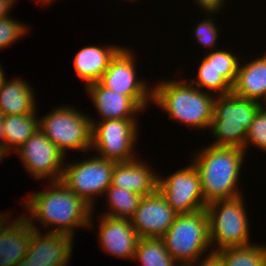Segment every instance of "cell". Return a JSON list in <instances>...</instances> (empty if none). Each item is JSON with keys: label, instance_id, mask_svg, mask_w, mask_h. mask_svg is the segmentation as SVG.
<instances>
[{"label": "cell", "instance_id": "6da1fadb", "mask_svg": "<svg viewBox=\"0 0 266 266\" xmlns=\"http://www.w3.org/2000/svg\"><path fill=\"white\" fill-rule=\"evenodd\" d=\"M51 190L32 194L25 199V218L28 221L38 219L44 226L52 227L48 233L70 235L73 237L75 227H92V207L82 198L69 190L61 181H51ZM31 218V219H29ZM33 218V219H32Z\"/></svg>", "mask_w": 266, "mask_h": 266}, {"label": "cell", "instance_id": "7a4b0ae2", "mask_svg": "<svg viewBox=\"0 0 266 266\" xmlns=\"http://www.w3.org/2000/svg\"><path fill=\"white\" fill-rule=\"evenodd\" d=\"M245 151L239 147L210 145L195 156L205 202L229 199L241 195L237 188ZM239 176V177H238Z\"/></svg>", "mask_w": 266, "mask_h": 266}, {"label": "cell", "instance_id": "3957f363", "mask_svg": "<svg viewBox=\"0 0 266 266\" xmlns=\"http://www.w3.org/2000/svg\"><path fill=\"white\" fill-rule=\"evenodd\" d=\"M152 88L153 103L171 118L196 129H210L215 97L203 92L188 80L160 81Z\"/></svg>", "mask_w": 266, "mask_h": 266}, {"label": "cell", "instance_id": "277c9868", "mask_svg": "<svg viewBox=\"0 0 266 266\" xmlns=\"http://www.w3.org/2000/svg\"><path fill=\"white\" fill-rule=\"evenodd\" d=\"M262 106L258 101L239 97L232 92L216 96L210 126L216 140L211 145L244 149L247 130Z\"/></svg>", "mask_w": 266, "mask_h": 266}, {"label": "cell", "instance_id": "5b68a950", "mask_svg": "<svg viewBox=\"0 0 266 266\" xmlns=\"http://www.w3.org/2000/svg\"><path fill=\"white\" fill-rule=\"evenodd\" d=\"M161 238L177 263L195 262L211 246L206 209L177 214L173 224Z\"/></svg>", "mask_w": 266, "mask_h": 266}, {"label": "cell", "instance_id": "8992f818", "mask_svg": "<svg viewBox=\"0 0 266 266\" xmlns=\"http://www.w3.org/2000/svg\"><path fill=\"white\" fill-rule=\"evenodd\" d=\"M243 196L220 199L206 205L209 219L210 244L216 242L218 251L228 247L247 246L249 222L243 203Z\"/></svg>", "mask_w": 266, "mask_h": 266}, {"label": "cell", "instance_id": "52a82bcc", "mask_svg": "<svg viewBox=\"0 0 266 266\" xmlns=\"http://www.w3.org/2000/svg\"><path fill=\"white\" fill-rule=\"evenodd\" d=\"M72 107H57L39 119V129L65 155L69 150H90L92 146L91 117Z\"/></svg>", "mask_w": 266, "mask_h": 266}, {"label": "cell", "instance_id": "ba28073f", "mask_svg": "<svg viewBox=\"0 0 266 266\" xmlns=\"http://www.w3.org/2000/svg\"><path fill=\"white\" fill-rule=\"evenodd\" d=\"M137 119H110L92 123V146L99 158L114 162L135 159L134 144L137 138ZM97 123V124H96ZM135 155V156H134Z\"/></svg>", "mask_w": 266, "mask_h": 266}, {"label": "cell", "instance_id": "9c48e42d", "mask_svg": "<svg viewBox=\"0 0 266 266\" xmlns=\"http://www.w3.org/2000/svg\"><path fill=\"white\" fill-rule=\"evenodd\" d=\"M116 162L94 155L90 159L66 164L61 182L93 208V199L111 185Z\"/></svg>", "mask_w": 266, "mask_h": 266}, {"label": "cell", "instance_id": "30bf717a", "mask_svg": "<svg viewBox=\"0 0 266 266\" xmlns=\"http://www.w3.org/2000/svg\"><path fill=\"white\" fill-rule=\"evenodd\" d=\"M157 190L177 214L206 209L200 177L193 163L167 178L159 175Z\"/></svg>", "mask_w": 266, "mask_h": 266}, {"label": "cell", "instance_id": "8fae6325", "mask_svg": "<svg viewBox=\"0 0 266 266\" xmlns=\"http://www.w3.org/2000/svg\"><path fill=\"white\" fill-rule=\"evenodd\" d=\"M133 55L131 50L121 48L111 59L99 83L111 91L129 96L144 110L148 105L147 102L152 100L153 89L148 88L145 81L136 79L137 73Z\"/></svg>", "mask_w": 266, "mask_h": 266}, {"label": "cell", "instance_id": "7c38bea8", "mask_svg": "<svg viewBox=\"0 0 266 266\" xmlns=\"http://www.w3.org/2000/svg\"><path fill=\"white\" fill-rule=\"evenodd\" d=\"M16 153L20 155L31 176L36 179L48 177L52 178V181H61L66 155L40 129L30 136Z\"/></svg>", "mask_w": 266, "mask_h": 266}, {"label": "cell", "instance_id": "4fadbf2b", "mask_svg": "<svg viewBox=\"0 0 266 266\" xmlns=\"http://www.w3.org/2000/svg\"><path fill=\"white\" fill-rule=\"evenodd\" d=\"M176 216L177 213L157 190L149 196L142 197L130 221L139 238H161L173 224Z\"/></svg>", "mask_w": 266, "mask_h": 266}, {"label": "cell", "instance_id": "5bb4252c", "mask_svg": "<svg viewBox=\"0 0 266 266\" xmlns=\"http://www.w3.org/2000/svg\"><path fill=\"white\" fill-rule=\"evenodd\" d=\"M29 224L35 230L25 259L35 266H67L71 259L74 237L48 232L42 237L37 226L32 221Z\"/></svg>", "mask_w": 266, "mask_h": 266}, {"label": "cell", "instance_id": "9a60e30c", "mask_svg": "<svg viewBox=\"0 0 266 266\" xmlns=\"http://www.w3.org/2000/svg\"><path fill=\"white\" fill-rule=\"evenodd\" d=\"M99 243L104 251L120 258L134 260L139 236L131 221L103 215L100 218Z\"/></svg>", "mask_w": 266, "mask_h": 266}, {"label": "cell", "instance_id": "2e32d148", "mask_svg": "<svg viewBox=\"0 0 266 266\" xmlns=\"http://www.w3.org/2000/svg\"><path fill=\"white\" fill-rule=\"evenodd\" d=\"M139 159L116 162L113 167L111 186L123 188L141 196H149L157 191L158 174Z\"/></svg>", "mask_w": 266, "mask_h": 266}, {"label": "cell", "instance_id": "e0dca14e", "mask_svg": "<svg viewBox=\"0 0 266 266\" xmlns=\"http://www.w3.org/2000/svg\"><path fill=\"white\" fill-rule=\"evenodd\" d=\"M34 230L24 215L12 224L4 222L0 227V266H14L25 258Z\"/></svg>", "mask_w": 266, "mask_h": 266}, {"label": "cell", "instance_id": "ac0fdd59", "mask_svg": "<svg viewBox=\"0 0 266 266\" xmlns=\"http://www.w3.org/2000/svg\"><path fill=\"white\" fill-rule=\"evenodd\" d=\"M102 121L110 119H136L135 114L143 111L129 96L111 91L99 82L86 87Z\"/></svg>", "mask_w": 266, "mask_h": 266}, {"label": "cell", "instance_id": "d6986e66", "mask_svg": "<svg viewBox=\"0 0 266 266\" xmlns=\"http://www.w3.org/2000/svg\"><path fill=\"white\" fill-rule=\"evenodd\" d=\"M122 47L98 46L83 47L74 57V68L76 75L86 82V86L99 82L102 75L109 66L111 59Z\"/></svg>", "mask_w": 266, "mask_h": 266}, {"label": "cell", "instance_id": "ffe728a7", "mask_svg": "<svg viewBox=\"0 0 266 266\" xmlns=\"http://www.w3.org/2000/svg\"><path fill=\"white\" fill-rule=\"evenodd\" d=\"M232 93L242 98L262 102V105L263 102L266 103V53L262 58L239 65Z\"/></svg>", "mask_w": 266, "mask_h": 266}, {"label": "cell", "instance_id": "44dd1931", "mask_svg": "<svg viewBox=\"0 0 266 266\" xmlns=\"http://www.w3.org/2000/svg\"><path fill=\"white\" fill-rule=\"evenodd\" d=\"M6 80L4 76L0 82V112L4 116L36 112L37 104L30 85L19 78Z\"/></svg>", "mask_w": 266, "mask_h": 266}, {"label": "cell", "instance_id": "7402d4cb", "mask_svg": "<svg viewBox=\"0 0 266 266\" xmlns=\"http://www.w3.org/2000/svg\"><path fill=\"white\" fill-rule=\"evenodd\" d=\"M38 129L39 119L36 118V112L4 116V152L9 154L17 151Z\"/></svg>", "mask_w": 266, "mask_h": 266}, {"label": "cell", "instance_id": "603a6c76", "mask_svg": "<svg viewBox=\"0 0 266 266\" xmlns=\"http://www.w3.org/2000/svg\"><path fill=\"white\" fill-rule=\"evenodd\" d=\"M223 266H266V246L249 244L215 251Z\"/></svg>", "mask_w": 266, "mask_h": 266}, {"label": "cell", "instance_id": "cb8c5ba5", "mask_svg": "<svg viewBox=\"0 0 266 266\" xmlns=\"http://www.w3.org/2000/svg\"><path fill=\"white\" fill-rule=\"evenodd\" d=\"M134 259L141 261L140 266H178L162 238H139Z\"/></svg>", "mask_w": 266, "mask_h": 266}, {"label": "cell", "instance_id": "d4e9b609", "mask_svg": "<svg viewBox=\"0 0 266 266\" xmlns=\"http://www.w3.org/2000/svg\"><path fill=\"white\" fill-rule=\"evenodd\" d=\"M108 197L110 212L105 216L130 220L137 210L143 196L116 186H109L105 190Z\"/></svg>", "mask_w": 266, "mask_h": 266}, {"label": "cell", "instance_id": "484cf974", "mask_svg": "<svg viewBox=\"0 0 266 266\" xmlns=\"http://www.w3.org/2000/svg\"><path fill=\"white\" fill-rule=\"evenodd\" d=\"M197 80H191V84H196L198 88L214 91L216 95H227L232 92V86L219 74L213 67L212 63L208 62L205 58L202 59L197 74Z\"/></svg>", "mask_w": 266, "mask_h": 266}, {"label": "cell", "instance_id": "4316f807", "mask_svg": "<svg viewBox=\"0 0 266 266\" xmlns=\"http://www.w3.org/2000/svg\"><path fill=\"white\" fill-rule=\"evenodd\" d=\"M208 62L212 63L213 67L219 74L233 86L239 69V59L229 51L218 50L205 54L204 57Z\"/></svg>", "mask_w": 266, "mask_h": 266}, {"label": "cell", "instance_id": "83f0119b", "mask_svg": "<svg viewBox=\"0 0 266 266\" xmlns=\"http://www.w3.org/2000/svg\"><path fill=\"white\" fill-rule=\"evenodd\" d=\"M248 144L256 145V147L266 151V107L264 105L257 111L253 123L247 130L244 151L247 150Z\"/></svg>", "mask_w": 266, "mask_h": 266}, {"label": "cell", "instance_id": "f1b7e54d", "mask_svg": "<svg viewBox=\"0 0 266 266\" xmlns=\"http://www.w3.org/2000/svg\"><path fill=\"white\" fill-rule=\"evenodd\" d=\"M27 27L19 21L11 19V17H4L0 19V49L12 45L21 36L26 34Z\"/></svg>", "mask_w": 266, "mask_h": 266}, {"label": "cell", "instance_id": "f546056e", "mask_svg": "<svg viewBox=\"0 0 266 266\" xmlns=\"http://www.w3.org/2000/svg\"><path fill=\"white\" fill-rule=\"evenodd\" d=\"M193 30L198 43H201L204 48L209 47L210 51L215 50L219 29L213 19L206 18L203 21L201 20Z\"/></svg>", "mask_w": 266, "mask_h": 266}, {"label": "cell", "instance_id": "4dcf8cb0", "mask_svg": "<svg viewBox=\"0 0 266 266\" xmlns=\"http://www.w3.org/2000/svg\"><path fill=\"white\" fill-rule=\"evenodd\" d=\"M201 9L207 14L217 13L224 5V0H195ZM209 12V13H208Z\"/></svg>", "mask_w": 266, "mask_h": 266}, {"label": "cell", "instance_id": "1f68e13d", "mask_svg": "<svg viewBox=\"0 0 266 266\" xmlns=\"http://www.w3.org/2000/svg\"><path fill=\"white\" fill-rule=\"evenodd\" d=\"M207 258L203 259L200 262V258L198 260H196L195 262L191 263L192 266H223L222 265V261H221V257L213 251L209 252V255L206 256ZM197 262H200V264H198ZM196 263V264H195Z\"/></svg>", "mask_w": 266, "mask_h": 266}, {"label": "cell", "instance_id": "d6a6232c", "mask_svg": "<svg viewBox=\"0 0 266 266\" xmlns=\"http://www.w3.org/2000/svg\"><path fill=\"white\" fill-rule=\"evenodd\" d=\"M16 0H0V19L8 17V13Z\"/></svg>", "mask_w": 266, "mask_h": 266}, {"label": "cell", "instance_id": "836d02e7", "mask_svg": "<svg viewBox=\"0 0 266 266\" xmlns=\"http://www.w3.org/2000/svg\"><path fill=\"white\" fill-rule=\"evenodd\" d=\"M4 115L0 112V148L4 151ZM2 140V141H1Z\"/></svg>", "mask_w": 266, "mask_h": 266}, {"label": "cell", "instance_id": "e575fe53", "mask_svg": "<svg viewBox=\"0 0 266 266\" xmlns=\"http://www.w3.org/2000/svg\"><path fill=\"white\" fill-rule=\"evenodd\" d=\"M14 266H35L31 264V261H27L25 258L23 260H21L20 262H18L16 265Z\"/></svg>", "mask_w": 266, "mask_h": 266}, {"label": "cell", "instance_id": "d590c367", "mask_svg": "<svg viewBox=\"0 0 266 266\" xmlns=\"http://www.w3.org/2000/svg\"><path fill=\"white\" fill-rule=\"evenodd\" d=\"M9 216L8 214L6 215H3V213H2V215L0 214V227L4 224V222L5 221H7V220H5V219H7V217Z\"/></svg>", "mask_w": 266, "mask_h": 266}, {"label": "cell", "instance_id": "8d00e7d4", "mask_svg": "<svg viewBox=\"0 0 266 266\" xmlns=\"http://www.w3.org/2000/svg\"><path fill=\"white\" fill-rule=\"evenodd\" d=\"M3 68L1 67V64H0V82H1V79L5 76L4 75V70H2Z\"/></svg>", "mask_w": 266, "mask_h": 266}, {"label": "cell", "instance_id": "74e56055", "mask_svg": "<svg viewBox=\"0 0 266 266\" xmlns=\"http://www.w3.org/2000/svg\"><path fill=\"white\" fill-rule=\"evenodd\" d=\"M7 155L3 149L0 148V160H2V158H4V156Z\"/></svg>", "mask_w": 266, "mask_h": 266}, {"label": "cell", "instance_id": "f35d334b", "mask_svg": "<svg viewBox=\"0 0 266 266\" xmlns=\"http://www.w3.org/2000/svg\"><path fill=\"white\" fill-rule=\"evenodd\" d=\"M37 2L40 1V3H44V4H48L49 2L53 1V0H36Z\"/></svg>", "mask_w": 266, "mask_h": 266}, {"label": "cell", "instance_id": "ab89813d", "mask_svg": "<svg viewBox=\"0 0 266 266\" xmlns=\"http://www.w3.org/2000/svg\"><path fill=\"white\" fill-rule=\"evenodd\" d=\"M178 266H192L191 264H178Z\"/></svg>", "mask_w": 266, "mask_h": 266}]
</instances>
